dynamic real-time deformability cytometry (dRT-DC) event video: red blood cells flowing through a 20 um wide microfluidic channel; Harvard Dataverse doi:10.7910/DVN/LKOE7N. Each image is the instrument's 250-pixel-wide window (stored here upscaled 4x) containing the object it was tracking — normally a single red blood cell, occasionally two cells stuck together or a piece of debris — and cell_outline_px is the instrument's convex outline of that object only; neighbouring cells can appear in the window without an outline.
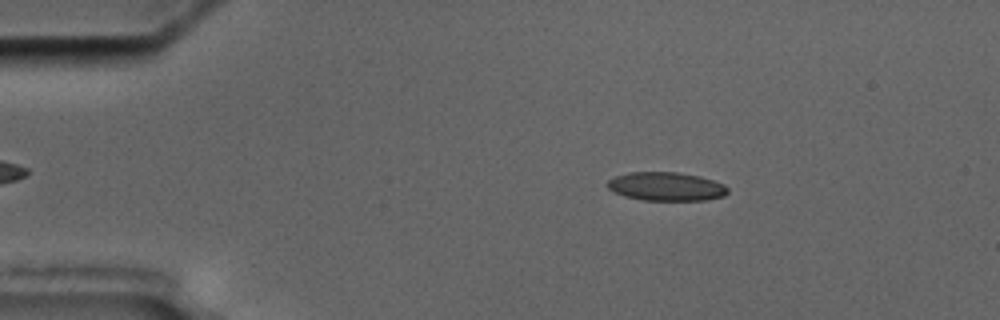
{"species": "common noctule bat (a hibernating species)", "species_latin": "Nyctalus noctula", "temperature_condition": "cold", "stored_images_in_passage": 4, "camera_frame_rate_fps": 3000, "um_per_image_px": 0.085, "animal": {"sex": "male", "body_mass_g": 17.5, "forearm_length_mm": 52.3}, "frame": {"image": 1, "passage_image": 2, "time_ms": 2.0, "image_size_px": [1000, 320], "cell_outline_px": [[728, 192], [724, 196], [704, 200], [644, 200], [624, 196], [608, 188], [604, 184], [608, 180], [616, 176], [628, 172], [676, 172], [700, 176], [724, 184], [728, 188]], "centroid_in_image_um": [56.61, 15.84], "position_along_channel_um": 28.4, "area_um2": 20.06}}